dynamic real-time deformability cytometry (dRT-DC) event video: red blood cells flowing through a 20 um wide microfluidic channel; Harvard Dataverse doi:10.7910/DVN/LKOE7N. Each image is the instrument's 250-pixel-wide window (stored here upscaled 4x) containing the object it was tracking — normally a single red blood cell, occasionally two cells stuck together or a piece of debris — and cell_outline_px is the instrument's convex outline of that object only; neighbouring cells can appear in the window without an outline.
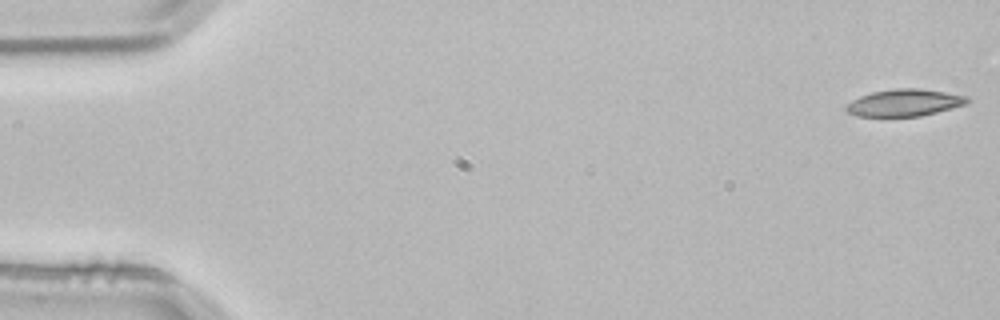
{"species": "common noctule bat (a hibernating species)", "species_latin": "Nyctalus noctula", "temperature_condition": "room temperature", "stored_images_in_passage": 5, "camera_frame_rate_fps": 3000, "um_per_image_px": 0.085, "animal": {"sex": "male", "body_mass_g": 21.5, "forearm_length_mm": 52.0}, "frame": {"image": 1, "passage_image": 1, "time_ms": 0.0, "image_size_px": [1000, 320], "cell_outline_px": [[972, 100], [968, 104], [920, 116], [860, 116], [848, 112], [844, 108], [852, 100], [860, 96], [872, 92], [896, 88], [920, 88], [968, 96]], "centroid_in_image_um": [76.92, 8.72], "position_along_channel_um": 8.1, "area_um2": 19.02}}
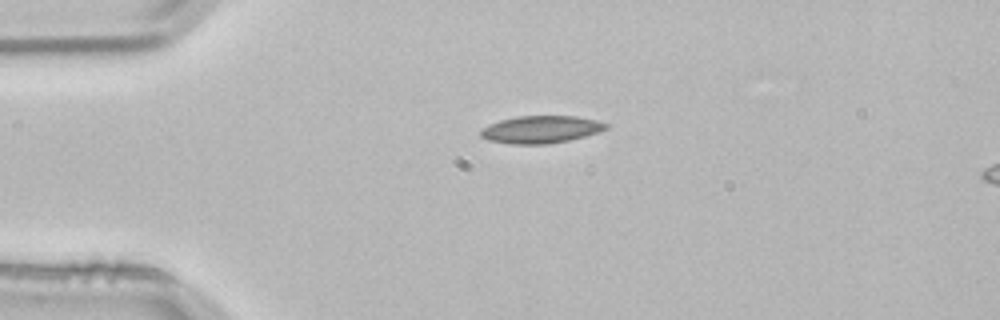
{"frame": {"image": 2, "passage_image": 3, "time_ms": 0.667, "image_size_px": [1000, 320], "cell_outline_px": [[608, 128], [584, 136], [568, 140], [548, 144], [512, 144], [488, 140], [480, 136], [480, 128], [500, 120], [520, 116], [576, 116], [596, 120], [608, 124]], "centroid_in_image_um": [45.94, 11.0], "position_along_channel_um": 39.1, "area_um2": 19.88}}